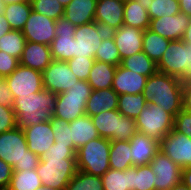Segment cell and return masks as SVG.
<instances>
[{
  "mask_svg": "<svg viewBox=\"0 0 191 190\" xmlns=\"http://www.w3.org/2000/svg\"><path fill=\"white\" fill-rule=\"evenodd\" d=\"M150 21L148 10L137 0H124L123 25L146 30L150 27Z\"/></svg>",
  "mask_w": 191,
  "mask_h": 190,
  "instance_id": "obj_27",
  "label": "cell"
},
{
  "mask_svg": "<svg viewBox=\"0 0 191 190\" xmlns=\"http://www.w3.org/2000/svg\"><path fill=\"white\" fill-rule=\"evenodd\" d=\"M147 10L150 19L176 15L180 12L179 0H152Z\"/></svg>",
  "mask_w": 191,
  "mask_h": 190,
  "instance_id": "obj_41",
  "label": "cell"
},
{
  "mask_svg": "<svg viewBox=\"0 0 191 190\" xmlns=\"http://www.w3.org/2000/svg\"><path fill=\"white\" fill-rule=\"evenodd\" d=\"M13 174V167L0 159V188L7 190Z\"/></svg>",
  "mask_w": 191,
  "mask_h": 190,
  "instance_id": "obj_47",
  "label": "cell"
},
{
  "mask_svg": "<svg viewBox=\"0 0 191 190\" xmlns=\"http://www.w3.org/2000/svg\"><path fill=\"white\" fill-rule=\"evenodd\" d=\"M109 166L112 169L124 171L132 165V152L129 141H111Z\"/></svg>",
  "mask_w": 191,
  "mask_h": 190,
  "instance_id": "obj_29",
  "label": "cell"
},
{
  "mask_svg": "<svg viewBox=\"0 0 191 190\" xmlns=\"http://www.w3.org/2000/svg\"><path fill=\"white\" fill-rule=\"evenodd\" d=\"M180 12L191 18V0H179Z\"/></svg>",
  "mask_w": 191,
  "mask_h": 190,
  "instance_id": "obj_52",
  "label": "cell"
},
{
  "mask_svg": "<svg viewBox=\"0 0 191 190\" xmlns=\"http://www.w3.org/2000/svg\"><path fill=\"white\" fill-rule=\"evenodd\" d=\"M4 5L12 4V3H25V2H31V0H2Z\"/></svg>",
  "mask_w": 191,
  "mask_h": 190,
  "instance_id": "obj_55",
  "label": "cell"
},
{
  "mask_svg": "<svg viewBox=\"0 0 191 190\" xmlns=\"http://www.w3.org/2000/svg\"><path fill=\"white\" fill-rule=\"evenodd\" d=\"M32 10L57 21L64 16V6L58 0H31Z\"/></svg>",
  "mask_w": 191,
  "mask_h": 190,
  "instance_id": "obj_40",
  "label": "cell"
},
{
  "mask_svg": "<svg viewBox=\"0 0 191 190\" xmlns=\"http://www.w3.org/2000/svg\"><path fill=\"white\" fill-rule=\"evenodd\" d=\"M117 66L95 60L88 76V83L93 90L112 88Z\"/></svg>",
  "mask_w": 191,
  "mask_h": 190,
  "instance_id": "obj_28",
  "label": "cell"
},
{
  "mask_svg": "<svg viewBox=\"0 0 191 190\" xmlns=\"http://www.w3.org/2000/svg\"><path fill=\"white\" fill-rule=\"evenodd\" d=\"M97 0H71L64 7V17L75 26L94 22Z\"/></svg>",
  "mask_w": 191,
  "mask_h": 190,
  "instance_id": "obj_24",
  "label": "cell"
},
{
  "mask_svg": "<svg viewBox=\"0 0 191 190\" xmlns=\"http://www.w3.org/2000/svg\"><path fill=\"white\" fill-rule=\"evenodd\" d=\"M174 129L191 137V112H186L183 109L179 111L175 116Z\"/></svg>",
  "mask_w": 191,
  "mask_h": 190,
  "instance_id": "obj_46",
  "label": "cell"
},
{
  "mask_svg": "<svg viewBox=\"0 0 191 190\" xmlns=\"http://www.w3.org/2000/svg\"><path fill=\"white\" fill-rule=\"evenodd\" d=\"M183 82L173 76L157 71L149 76L144 87V98L158 105L174 117L183 109Z\"/></svg>",
  "mask_w": 191,
  "mask_h": 190,
  "instance_id": "obj_2",
  "label": "cell"
},
{
  "mask_svg": "<svg viewBox=\"0 0 191 190\" xmlns=\"http://www.w3.org/2000/svg\"><path fill=\"white\" fill-rule=\"evenodd\" d=\"M94 59L100 62L109 63L114 66L121 64L119 50L116 47L114 38L110 33H108L102 40Z\"/></svg>",
  "mask_w": 191,
  "mask_h": 190,
  "instance_id": "obj_38",
  "label": "cell"
},
{
  "mask_svg": "<svg viewBox=\"0 0 191 190\" xmlns=\"http://www.w3.org/2000/svg\"><path fill=\"white\" fill-rule=\"evenodd\" d=\"M191 18L183 12L151 19L149 29L170 41L181 40Z\"/></svg>",
  "mask_w": 191,
  "mask_h": 190,
  "instance_id": "obj_17",
  "label": "cell"
},
{
  "mask_svg": "<svg viewBox=\"0 0 191 190\" xmlns=\"http://www.w3.org/2000/svg\"><path fill=\"white\" fill-rule=\"evenodd\" d=\"M92 90L88 81H79L67 91L57 94L53 116L64 119L68 123L83 116Z\"/></svg>",
  "mask_w": 191,
  "mask_h": 190,
  "instance_id": "obj_6",
  "label": "cell"
},
{
  "mask_svg": "<svg viewBox=\"0 0 191 190\" xmlns=\"http://www.w3.org/2000/svg\"><path fill=\"white\" fill-rule=\"evenodd\" d=\"M132 152V165L142 166L151 163L155 155L160 151V142L137 132L130 140Z\"/></svg>",
  "mask_w": 191,
  "mask_h": 190,
  "instance_id": "obj_21",
  "label": "cell"
},
{
  "mask_svg": "<svg viewBox=\"0 0 191 190\" xmlns=\"http://www.w3.org/2000/svg\"><path fill=\"white\" fill-rule=\"evenodd\" d=\"M43 88L55 94L67 91L79 82L67 61L52 60L42 72Z\"/></svg>",
  "mask_w": 191,
  "mask_h": 190,
  "instance_id": "obj_12",
  "label": "cell"
},
{
  "mask_svg": "<svg viewBox=\"0 0 191 190\" xmlns=\"http://www.w3.org/2000/svg\"><path fill=\"white\" fill-rule=\"evenodd\" d=\"M134 120L138 132L160 142L174 128L175 117L160 106L147 102Z\"/></svg>",
  "mask_w": 191,
  "mask_h": 190,
  "instance_id": "obj_8",
  "label": "cell"
},
{
  "mask_svg": "<svg viewBox=\"0 0 191 190\" xmlns=\"http://www.w3.org/2000/svg\"><path fill=\"white\" fill-rule=\"evenodd\" d=\"M55 35L50 48L54 60L68 61L74 58V34L76 26L64 16L56 21Z\"/></svg>",
  "mask_w": 191,
  "mask_h": 190,
  "instance_id": "obj_15",
  "label": "cell"
},
{
  "mask_svg": "<svg viewBox=\"0 0 191 190\" xmlns=\"http://www.w3.org/2000/svg\"><path fill=\"white\" fill-rule=\"evenodd\" d=\"M143 33L144 30L127 25L110 32L119 50L121 61L143 51Z\"/></svg>",
  "mask_w": 191,
  "mask_h": 190,
  "instance_id": "obj_19",
  "label": "cell"
},
{
  "mask_svg": "<svg viewBox=\"0 0 191 190\" xmlns=\"http://www.w3.org/2000/svg\"><path fill=\"white\" fill-rule=\"evenodd\" d=\"M150 166L155 173V190H168L182 182V168L161 150L152 159Z\"/></svg>",
  "mask_w": 191,
  "mask_h": 190,
  "instance_id": "obj_14",
  "label": "cell"
},
{
  "mask_svg": "<svg viewBox=\"0 0 191 190\" xmlns=\"http://www.w3.org/2000/svg\"><path fill=\"white\" fill-rule=\"evenodd\" d=\"M124 0H97L94 20L110 33L123 26Z\"/></svg>",
  "mask_w": 191,
  "mask_h": 190,
  "instance_id": "obj_18",
  "label": "cell"
},
{
  "mask_svg": "<svg viewBox=\"0 0 191 190\" xmlns=\"http://www.w3.org/2000/svg\"><path fill=\"white\" fill-rule=\"evenodd\" d=\"M31 12V2L12 3L5 5L3 9V14L12 30H22Z\"/></svg>",
  "mask_w": 191,
  "mask_h": 190,
  "instance_id": "obj_31",
  "label": "cell"
},
{
  "mask_svg": "<svg viewBox=\"0 0 191 190\" xmlns=\"http://www.w3.org/2000/svg\"><path fill=\"white\" fill-rule=\"evenodd\" d=\"M42 186L36 169L13 171L7 190H35Z\"/></svg>",
  "mask_w": 191,
  "mask_h": 190,
  "instance_id": "obj_35",
  "label": "cell"
},
{
  "mask_svg": "<svg viewBox=\"0 0 191 190\" xmlns=\"http://www.w3.org/2000/svg\"><path fill=\"white\" fill-rule=\"evenodd\" d=\"M0 159L13 167V171L36 169L40 157L28 150L26 137L22 128L0 134Z\"/></svg>",
  "mask_w": 191,
  "mask_h": 190,
  "instance_id": "obj_4",
  "label": "cell"
},
{
  "mask_svg": "<svg viewBox=\"0 0 191 190\" xmlns=\"http://www.w3.org/2000/svg\"><path fill=\"white\" fill-rule=\"evenodd\" d=\"M160 150L182 169L191 167V137L173 128L160 141Z\"/></svg>",
  "mask_w": 191,
  "mask_h": 190,
  "instance_id": "obj_13",
  "label": "cell"
},
{
  "mask_svg": "<svg viewBox=\"0 0 191 190\" xmlns=\"http://www.w3.org/2000/svg\"><path fill=\"white\" fill-rule=\"evenodd\" d=\"M73 147L77 150L92 139L100 135L93 124L92 118L87 114L69 122Z\"/></svg>",
  "mask_w": 191,
  "mask_h": 190,
  "instance_id": "obj_26",
  "label": "cell"
},
{
  "mask_svg": "<svg viewBox=\"0 0 191 190\" xmlns=\"http://www.w3.org/2000/svg\"><path fill=\"white\" fill-rule=\"evenodd\" d=\"M182 40H183L185 43L191 44V23H190V25L186 28Z\"/></svg>",
  "mask_w": 191,
  "mask_h": 190,
  "instance_id": "obj_53",
  "label": "cell"
},
{
  "mask_svg": "<svg viewBox=\"0 0 191 190\" xmlns=\"http://www.w3.org/2000/svg\"><path fill=\"white\" fill-rule=\"evenodd\" d=\"M14 97L10 92L7 82L0 77V105L13 106Z\"/></svg>",
  "mask_w": 191,
  "mask_h": 190,
  "instance_id": "obj_48",
  "label": "cell"
},
{
  "mask_svg": "<svg viewBox=\"0 0 191 190\" xmlns=\"http://www.w3.org/2000/svg\"><path fill=\"white\" fill-rule=\"evenodd\" d=\"M148 77L117 66L112 89L118 94H138L144 91Z\"/></svg>",
  "mask_w": 191,
  "mask_h": 190,
  "instance_id": "obj_22",
  "label": "cell"
},
{
  "mask_svg": "<svg viewBox=\"0 0 191 190\" xmlns=\"http://www.w3.org/2000/svg\"><path fill=\"white\" fill-rule=\"evenodd\" d=\"M155 173L150 164L132 167V190H155Z\"/></svg>",
  "mask_w": 191,
  "mask_h": 190,
  "instance_id": "obj_37",
  "label": "cell"
},
{
  "mask_svg": "<svg viewBox=\"0 0 191 190\" xmlns=\"http://www.w3.org/2000/svg\"><path fill=\"white\" fill-rule=\"evenodd\" d=\"M57 94L42 89L29 96H19L14 100L13 110L17 127L24 128L44 121H50L56 109Z\"/></svg>",
  "mask_w": 191,
  "mask_h": 190,
  "instance_id": "obj_3",
  "label": "cell"
},
{
  "mask_svg": "<svg viewBox=\"0 0 191 190\" xmlns=\"http://www.w3.org/2000/svg\"><path fill=\"white\" fill-rule=\"evenodd\" d=\"M17 127L13 106L0 105V134Z\"/></svg>",
  "mask_w": 191,
  "mask_h": 190,
  "instance_id": "obj_44",
  "label": "cell"
},
{
  "mask_svg": "<svg viewBox=\"0 0 191 190\" xmlns=\"http://www.w3.org/2000/svg\"><path fill=\"white\" fill-rule=\"evenodd\" d=\"M108 34L97 22L76 26L74 58H94L102 40Z\"/></svg>",
  "mask_w": 191,
  "mask_h": 190,
  "instance_id": "obj_10",
  "label": "cell"
},
{
  "mask_svg": "<svg viewBox=\"0 0 191 190\" xmlns=\"http://www.w3.org/2000/svg\"><path fill=\"white\" fill-rule=\"evenodd\" d=\"M121 65L134 73L144 75L146 77L155 74L157 64L151 60L143 51L136 53L130 57L124 58Z\"/></svg>",
  "mask_w": 191,
  "mask_h": 190,
  "instance_id": "obj_33",
  "label": "cell"
},
{
  "mask_svg": "<svg viewBox=\"0 0 191 190\" xmlns=\"http://www.w3.org/2000/svg\"><path fill=\"white\" fill-rule=\"evenodd\" d=\"M101 180L104 190H132V167L124 171L110 168Z\"/></svg>",
  "mask_w": 191,
  "mask_h": 190,
  "instance_id": "obj_32",
  "label": "cell"
},
{
  "mask_svg": "<svg viewBox=\"0 0 191 190\" xmlns=\"http://www.w3.org/2000/svg\"><path fill=\"white\" fill-rule=\"evenodd\" d=\"M170 40L151 31L149 28L143 33V52L156 64L167 50Z\"/></svg>",
  "mask_w": 191,
  "mask_h": 190,
  "instance_id": "obj_30",
  "label": "cell"
},
{
  "mask_svg": "<svg viewBox=\"0 0 191 190\" xmlns=\"http://www.w3.org/2000/svg\"><path fill=\"white\" fill-rule=\"evenodd\" d=\"M188 49L190 51V77H191V44H188Z\"/></svg>",
  "mask_w": 191,
  "mask_h": 190,
  "instance_id": "obj_59",
  "label": "cell"
},
{
  "mask_svg": "<svg viewBox=\"0 0 191 190\" xmlns=\"http://www.w3.org/2000/svg\"><path fill=\"white\" fill-rule=\"evenodd\" d=\"M65 190H104L100 176L77 170Z\"/></svg>",
  "mask_w": 191,
  "mask_h": 190,
  "instance_id": "obj_39",
  "label": "cell"
},
{
  "mask_svg": "<svg viewBox=\"0 0 191 190\" xmlns=\"http://www.w3.org/2000/svg\"><path fill=\"white\" fill-rule=\"evenodd\" d=\"M4 79L14 100L19 96H29L44 89L42 72L22 65Z\"/></svg>",
  "mask_w": 191,
  "mask_h": 190,
  "instance_id": "obj_11",
  "label": "cell"
},
{
  "mask_svg": "<svg viewBox=\"0 0 191 190\" xmlns=\"http://www.w3.org/2000/svg\"><path fill=\"white\" fill-rule=\"evenodd\" d=\"M91 118L100 137L111 141H129L138 132L135 120L118 110L102 111Z\"/></svg>",
  "mask_w": 191,
  "mask_h": 190,
  "instance_id": "obj_7",
  "label": "cell"
},
{
  "mask_svg": "<svg viewBox=\"0 0 191 190\" xmlns=\"http://www.w3.org/2000/svg\"><path fill=\"white\" fill-rule=\"evenodd\" d=\"M64 7H66L71 0H58Z\"/></svg>",
  "mask_w": 191,
  "mask_h": 190,
  "instance_id": "obj_58",
  "label": "cell"
},
{
  "mask_svg": "<svg viewBox=\"0 0 191 190\" xmlns=\"http://www.w3.org/2000/svg\"><path fill=\"white\" fill-rule=\"evenodd\" d=\"M111 140L95 138L76 150L77 170L103 176L109 169Z\"/></svg>",
  "mask_w": 191,
  "mask_h": 190,
  "instance_id": "obj_5",
  "label": "cell"
},
{
  "mask_svg": "<svg viewBox=\"0 0 191 190\" xmlns=\"http://www.w3.org/2000/svg\"><path fill=\"white\" fill-rule=\"evenodd\" d=\"M95 62L94 58H72L67 61L72 73L79 81H87L91 68Z\"/></svg>",
  "mask_w": 191,
  "mask_h": 190,
  "instance_id": "obj_43",
  "label": "cell"
},
{
  "mask_svg": "<svg viewBox=\"0 0 191 190\" xmlns=\"http://www.w3.org/2000/svg\"><path fill=\"white\" fill-rule=\"evenodd\" d=\"M52 60L49 45L26 41L20 65L43 72Z\"/></svg>",
  "mask_w": 191,
  "mask_h": 190,
  "instance_id": "obj_23",
  "label": "cell"
},
{
  "mask_svg": "<svg viewBox=\"0 0 191 190\" xmlns=\"http://www.w3.org/2000/svg\"><path fill=\"white\" fill-rule=\"evenodd\" d=\"M183 110L191 112V81L188 79L183 82Z\"/></svg>",
  "mask_w": 191,
  "mask_h": 190,
  "instance_id": "obj_49",
  "label": "cell"
},
{
  "mask_svg": "<svg viewBox=\"0 0 191 190\" xmlns=\"http://www.w3.org/2000/svg\"><path fill=\"white\" fill-rule=\"evenodd\" d=\"M146 105L147 101L144 98L143 92L138 94H121L118 96L117 110L121 115L135 119Z\"/></svg>",
  "mask_w": 191,
  "mask_h": 190,
  "instance_id": "obj_34",
  "label": "cell"
},
{
  "mask_svg": "<svg viewBox=\"0 0 191 190\" xmlns=\"http://www.w3.org/2000/svg\"><path fill=\"white\" fill-rule=\"evenodd\" d=\"M56 21L32 10L21 30L26 41L51 45L55 35Z\"/></svg>",
  "mask_w": 191,
  "mask_h": 190,
  "instance_id": "obj_16",
  "label": "cell"
},
{
  "mask_svg": "<svg viewBox=\"0 0 191 190\" xmlns=\"http://www.w3.org/2000/svg\"><path fill=\"white\" fill-rule=\"evenodd\" d=\"M26 38L21 30H11L0 38V51H3L20 60Z\"/></svg>",
  "mask_w": 191,
  "mask_h": 190,
  "instance_id": "obj_36",
  "label": "cell"
},
{
  "mask_svg": "<svg viewBox=\"0 0 191 190\" xmlns=\"http://www.w3.org/2000/svg\"><path fill=\"white\" fill-rule=\"evenodd\" d=\"M23 131L26 137L28 150L39 157L45 154L55 142L50 121L24 127Z\"/></svg>",
  "mask_w": 191,
  "mask_h": 190,
  "instance_id": "obj_20",
  "label": "cell"
},
{
  "mask_svg": "<svg viewBox=\"0 0 191 190\" xmlns=\"http://www.w3.org/2000/svg\"><path fill=\"white\" fill-rule=\"evenodd\" d=\"M19 65V59L0 51V77L5 78L9 76Z\"/></svg>",
  "mask_w": 191,
  "mask_h": 190,
  "instance_id": "obj_45",
  "label": "cell"
},
{
  "mask_svg": "<svg viewBox=\"0 0 191 190\" xmlns=\"http://www.w3.org/2000/svg\"><path fill=\"white\" fill-rule=\"evenodd\" d=\"M11 30L9 22L6 20L4 14L0 13V38Z\"/></svg>",
  "mask_w": 191,
  "mask_h": 190,
  "instance_id": "obj_50",
  "label": "cell"
},
{
  "mask_svg": "<svg viewBox=\"0 0 191 190\" xmlns=\"http://www.w3.org/2000/svg\"><path fill=\"white\" fill-rule=\"evenodd\" d=\"M4 6V3L0 0V13H3Z\"/></svg>",
  "mask_w": 191,
  "mask_h": 190,
  "instance_id": "obj_60",
  "label": "cell"
},
{
  "mask_svg": "<svg viewBox=\"0 0 191 190\" xmlns=\"http://www.w3.org/2000/svg\"><path fill=\"white\" fill-rule=\"evenodd\" d=\"M118 96L112 88L92 90L86 103L85 114L91 117L102 111L117 110Z\"/></svg>",
  "mask_w": 191,
  "mask_h": 190,
  "instance_id": "obj_25",
  "label": "cell"
},
{
  "mask_svg": "<svg viewBox=\"0 0 191 190\" xmlns=\"http://www.w3.org/2000/svg\"><path fill=\"white\" fill-rule=\"evenodd\" d=\"M168 190H190V189L183 182H180L177 185L172 186Z\"/></svg>",
  "mask_w": 191,
  "mask_h": 190,
  "instance_id": "obj_54",
  "label": "cell"
},
{
  "mask_svg": "<svg viewBox=\"0 0 191 190\" xmlns=\"http://www.w3.org/2000/svg\"><path fill=\"white\" fill-rule=\"evenodd\" d=\"M50 123L54 132V143L74 148L71 140V129L69 123L64 119L56 118L54 116L51 117Z\"/></svg>",
  "mask_w": 191,
  "mask_h": 190,
  "instance_id": "obj_42",
  "label": "cell"
},
{
  "mask_svg": "<svg viewBox=\"0 0 191 190\" xmlns=\"http://www.w3.org/2000/svg\"><path fill=\"white\" fill-rule=\"evenodd\" d=\"M182 182L191 190V167L182 169Z\"/></svg>",
  "mask_w": 191,
  "mask_h": 190,
  "instance_id": "obj_51",
  "label": "cell"
},
{
  "mask_svg": "<svg viewBox=\"0 0 191 190\" xmlns=\"http://www.w3.org/2000/svg\"><path fill=\"white\" fill-rule=\"evenodd\" d=\"M159 72L176 77L182 81L190 78V51L188 43L182 39L170 41L167 50L157 63Z\"/></svg>",
  "mask_w": 191,
  "mask_h": 190,
  "instance_id": "obj_9",
  "label": "cell"
},
{
  "mask_svg": "<svg viewBox=\"0 0 191 190\" xmlns=\"http://www.w3.org/2000/svg\"><path fill=\"white\" fill-rule=\"evenodd\" d=\"M35 190H59V189H54L52 187H44L43 185L42 186H39L37 189Z\"/></svg>",
  "mask_w": 191,
  "mask_h": 190,
  "instance_id": "obj_57",
  "label": "cell"
},
{
  "mask_svg": "<svg viewBox=\"0 0 191 190\" xmlns=\"http://www.w3.org/2000/svg\"><path fill=\"white\" fill-rule=\"evenodd\" d=\"M145 9H148L152 0H137Z\"/></svg>",
  "mask_w": 191,
  "mask_h": 190,
  "instance_id": "obj_56",
  "label": "cell"
},
{
  "mask_svg": "<svg viewBox=\"0 0 191 190\" xmlns=\"http://www.w3.org/2000/svg\"><path fill=\"white\" fill-rule=\"evenodd\" d=\"M36 172L44 187L65 190L77 172L76 149L54 143L40 157Z\"/></svg>",
  "mask_w": 191,
  "mask_h": 190,
  "instance_id": "obj_1",
  "label": "cell"
}]
</instances>
